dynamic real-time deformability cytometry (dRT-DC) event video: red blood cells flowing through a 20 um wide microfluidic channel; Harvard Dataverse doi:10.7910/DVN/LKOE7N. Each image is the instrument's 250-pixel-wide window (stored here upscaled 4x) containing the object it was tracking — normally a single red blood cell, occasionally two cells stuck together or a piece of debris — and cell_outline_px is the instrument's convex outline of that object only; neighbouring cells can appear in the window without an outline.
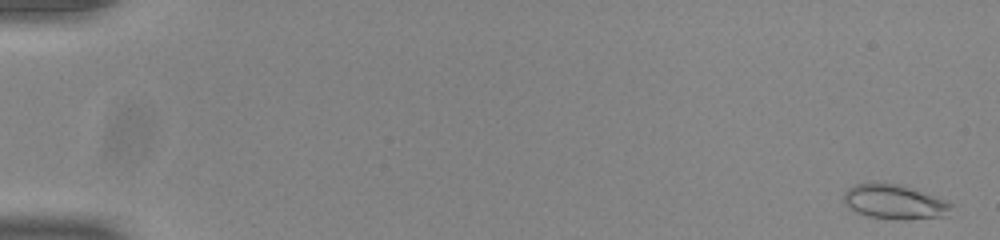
{"species": "common noctule bat (a hibernating species)", "species_latin": "Nyctalus noctula", "temperature_condition": "room temperature", "stored_images_in_passage": 54, "camera_frame_rate_fps": 3000, "um_per_image_px": 0.085, "animal": {"sex": "male", "body_mass_g": 20.0, "forearm_length_mm": 53.3}, "frame": {"image": 1, "passage_image": 2, "time_ms": 0.333, "image_size_px": [1000, 240], "cell_outline_px": [[952, 204], [948, 216], [904, 220], [864, 216], [848, 208], [844, 200], [844, 192], [848, 188], [856, 184], [880, 180], [900, 184], [944, 200]], "centroid_in_image_um": [75.98, 17.14], "position_along_channel_um": 9.0, "area_um2": 21.96}}
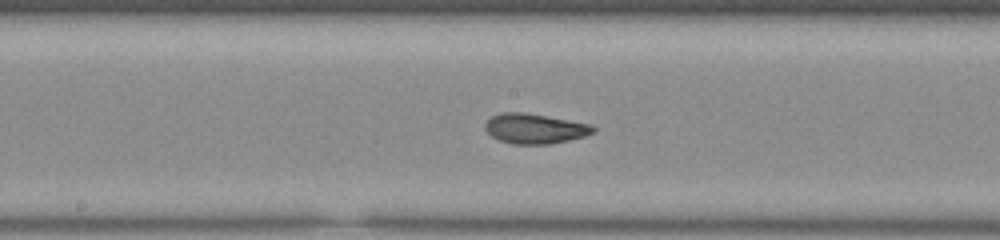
{"frame": {"image": 2, "passage_image": 30, "time_ms": 9.667, "image_size_px": [1000, 240], "cell_outline_px": [[596, 132], [584, 136], [568, 140], [548, 144], [512, 144], [500, 140], [492, 136], [484, 128], [484, 124], [492, 116], [500, 112], [524, 112], [592, 124], [596, 128]], "centroid_in_image_um": [45.47, 10.92], "position_along_channel_um": 202.7, "area_um2": 18.9}}
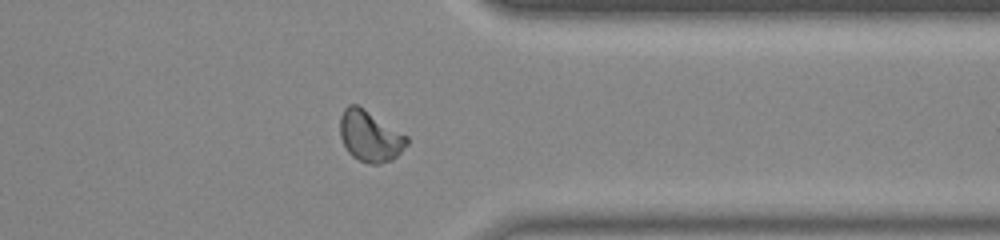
{"frame": {"image": 3, "passage_image": 44, "time_ms": 14.333, "image_size_px": [1000, 240], "cell_outline_px": [[408, 144], [392, 160], [380, 164], [368, 164], [352, 156], [348, 152], [340, 136], [340, 116], [344, 108], [348, 104], [356, 104], [364, 108], [408, 136]], "centroid_in_image_um": [31.44, 11.57], "position_along_channel_um": 380.0, "area_um2": 19.88}, "authors_computed_cell_mechanics": {"area_um2": 18.9584, "velocity_mm_per_s": 3.8903, "shape_relaxation_time_tau1_ms": null, "shape_relaxation_time_tau2_ms": 1.0058, "deformation_change_tau1": null, "deformation_change_tau2": 0.0583}}